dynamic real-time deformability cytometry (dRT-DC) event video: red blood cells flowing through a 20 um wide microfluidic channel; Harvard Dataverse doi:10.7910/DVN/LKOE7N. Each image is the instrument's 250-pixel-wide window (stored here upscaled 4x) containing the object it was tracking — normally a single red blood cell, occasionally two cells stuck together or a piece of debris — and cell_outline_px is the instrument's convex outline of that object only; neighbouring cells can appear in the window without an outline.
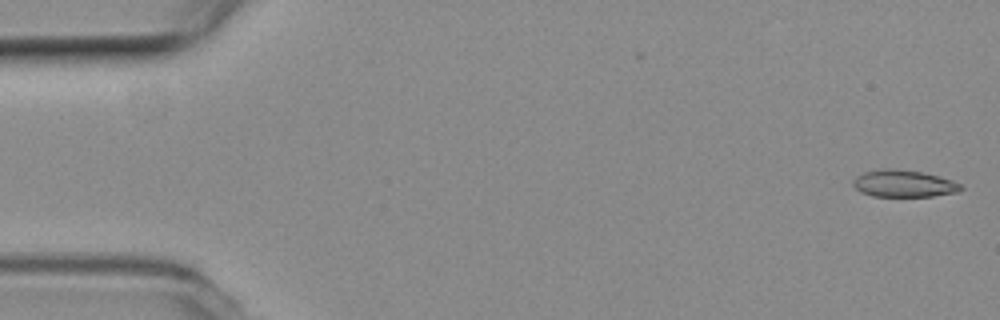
{"species": "common noctule bat (a hibernating species)", "species_latin": "Nyctalus noctula", "temperature_condition": "room temperature", "stored_images_in_passage": 6, "camera_frame_rate_fps": 3000, "um_per_image_px": 0.085, "animal": {"sex": "female", "body_mass_g": 19.3, "forearm_length_mm": 54.1}, "frame": {"image": 1, "passage_image": 1, "time_ms": 0.0, "image_size_px": [1000, 320], "cell_outline_px": [[964, 188], [956, 192], [932, 196], [872, 196], [860, 192], [852, 184], [852, 180], [856, 176], [864, 172], [880, 168], [896, 168], [924, 172], [940, 176], [952, 180], [960, 184]], "centroid_in_image_um": [76.79, 15.58], "position_along_channel_um": 8.2, "area_um2": 17.17}}